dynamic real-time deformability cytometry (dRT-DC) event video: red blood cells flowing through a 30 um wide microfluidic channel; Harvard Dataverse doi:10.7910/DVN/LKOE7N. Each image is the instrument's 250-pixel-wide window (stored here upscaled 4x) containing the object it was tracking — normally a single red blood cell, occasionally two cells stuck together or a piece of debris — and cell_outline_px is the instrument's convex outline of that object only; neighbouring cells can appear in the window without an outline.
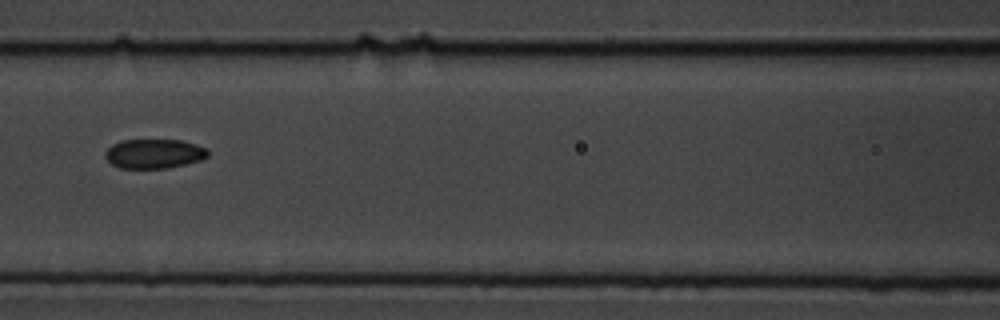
{"species": "common noctule bat (a hibernating species)", "species_latin": "Nyctalus noctula", "temperature_condition": "cold", "stored_images_in_passage": 17, "camera_frame_rate_fps": 3000, "um_per_image_px": 0.085, "animal": {"sex": "male", "body_mass_g": 19.5, "forearm_length_mm": 54.6}, "frame": {"image": 1, "passage_image": 8, "time_ms": 8.0, "image_size_px": [1000, 320], "cell_outline_px": [[208, 156], [200, 160], [168, 168], [120, 168], [112, 164], [104, 156], [104, 152], [112, 144], [120, 140], [180, 140], [196, 144], [208, 148]], "centroid_in_image_um": [13.08, 13.06], "position_along_channel_um": 153.5, "area_um2": 17.63}}
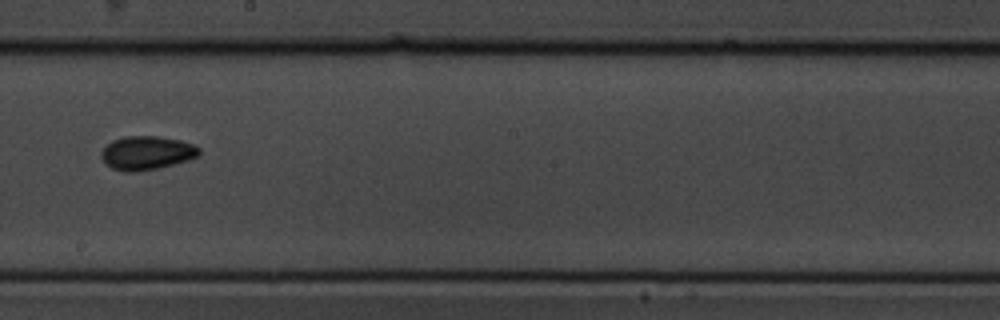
{"frame": {"image": 2, "passage_image": 10, "time_ms": 10.333, "image_size_px": [1000, 320], "cell_outline_px": [[200, 156], [188, 160], [156, 168], [132, 172], [128, 172], [112, 168], [100, 156], [100, 152], [112, 140], [124, 136], [160, 136], [180, 140], [192, 144], [200, 148]], "centroid_in_image_um": [12.49, 12.98], "position_along_channel_um": 235.7, "area_um2": 19.07}}
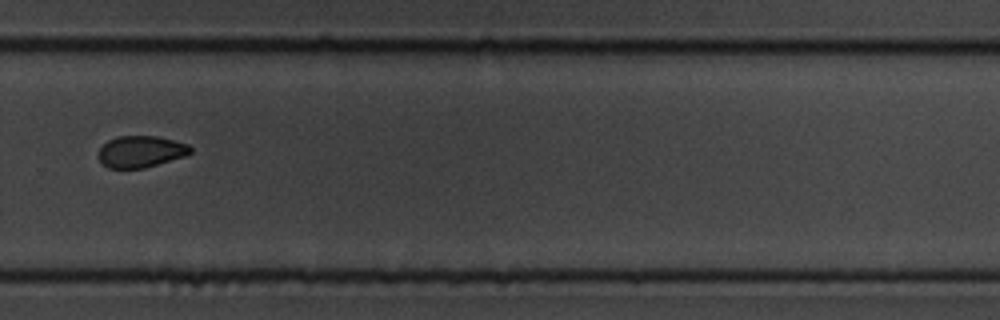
{"frame": {"image": 3, "passage_image": 12, "time_ms": 12.667, "image_size_px": [1000, 320], "cell_outline_px": [[192, 152], [184, 156], [144, 168], [108, 168], [100, 160], [96, 152], [108, 140], [120, 136], [156, 136], [188, 144], [192, 148]], "centroid_in_image_um": [11.95, 12.88], "position_along_channel_um": 317.9, "area_um2": 16.82}, "authors_computed_cell_mechanics": {"area_um2": 18.0914, "velocity_mm_per_s": 3.5215, "shape_relaxation_time_tau1_ms": 1.5581, "shape_relaxation_time_tau2_ms": 3.6755, "deformation_change_tau1": 0.1641, "deformation_change_tau2": 0.0494}}